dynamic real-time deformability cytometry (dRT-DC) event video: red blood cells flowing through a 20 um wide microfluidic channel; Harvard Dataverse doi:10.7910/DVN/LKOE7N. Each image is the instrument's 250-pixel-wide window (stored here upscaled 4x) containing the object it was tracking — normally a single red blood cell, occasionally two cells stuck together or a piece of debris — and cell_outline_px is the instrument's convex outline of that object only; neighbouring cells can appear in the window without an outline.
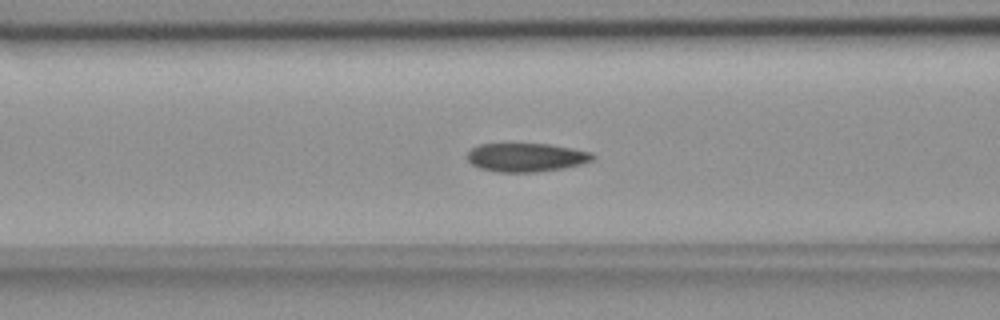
{"species": "common noctule bat (a hibernating species)", "species_latin": "Nyctalus noctula", "temperature_condition": "room temperature", "stored_images_in_passage": 49, "camera_frame_rate_fps": 3000, "um_per_image_px": 0.085, "animal": {"sex": "female", "body_mass_g": 18.4}, "frame": {"image": 1, "passage_image": 21, "time_ms": 6.667, "image_size_px": [1000, 320], "cell_outline_px": [[596, 156], [592, 160], [580, 164], [560, 168], [536, 172], [496, 172], [480, 168], [472, 164], [468, 160], [468, 152], [472, 148], [480, 144], [548, 144], [572, 148], [592, 152]], "centroid_in_image_um": [44.73, 13.37], "position_along_channel_um": 121.9, "area_um2": 20.75}}
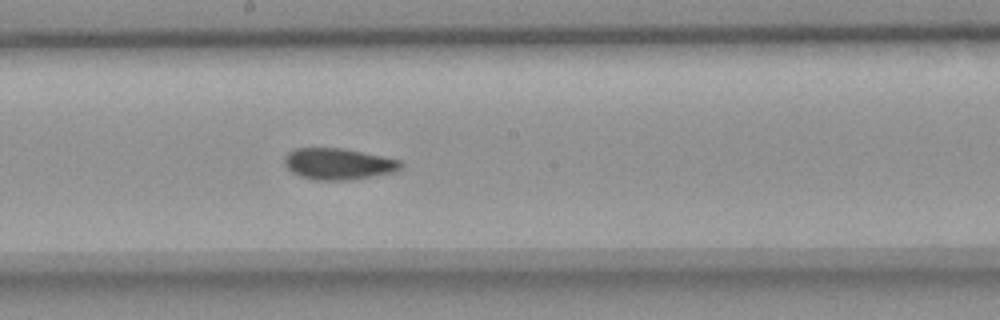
{"frame": {"image": 2, "passage_image": 29, "time_ms": 9.333, "image_size_px": [1000, 320], "cell_outline_px": [[404, 164], [396, 172], [352, 180], [312, 180], [300, 176], [292, 172], [284, 164], [284, 156], [288, 152], [296, 148], [344, 148], [400, 160]], "centroid_in_image_um": [28.76, 13.94], "position_along_channel_um": 219.4, "area_um2": 21.44}}
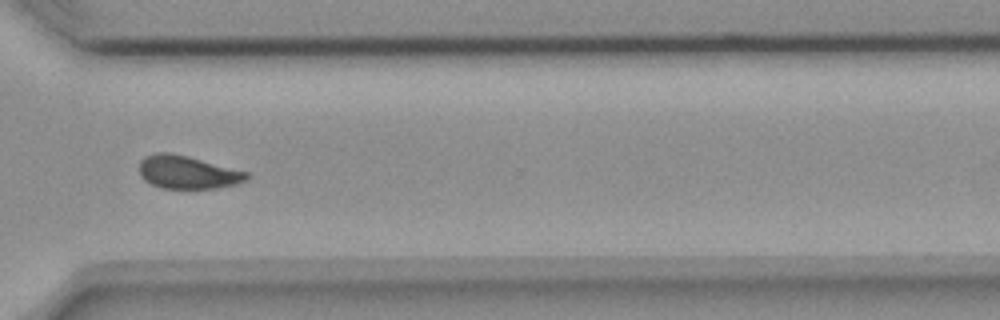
{"frame": {"image": 3, "passage_image": 40, "time_ms": 13.0, "image_size_px": [1000, 320], "cell_outline_px": [[248, 180], [236, 184], [216, 188], [160, 188], [144, 180], [140, 176], [140, 160], [144, 156], [156, 152], [172, 152], [188, 156], [248, 172]], "centroid_in_image_um": [15.92, 14.63], "position_along_channel_um": 354.7, "area_um2": 20.75}, "authors_computed_cell_mechanics": {"area_um2": 21.2126, "velocity_mm_per_s": 3.6698, "shape_relaxation_time_tau1_ms": 9.5748, "shape_relaxation_time_tau2_ms": 2.2424, "deformation_change_tau1": 0.166, "deformation_change_tau2": 0.067}}